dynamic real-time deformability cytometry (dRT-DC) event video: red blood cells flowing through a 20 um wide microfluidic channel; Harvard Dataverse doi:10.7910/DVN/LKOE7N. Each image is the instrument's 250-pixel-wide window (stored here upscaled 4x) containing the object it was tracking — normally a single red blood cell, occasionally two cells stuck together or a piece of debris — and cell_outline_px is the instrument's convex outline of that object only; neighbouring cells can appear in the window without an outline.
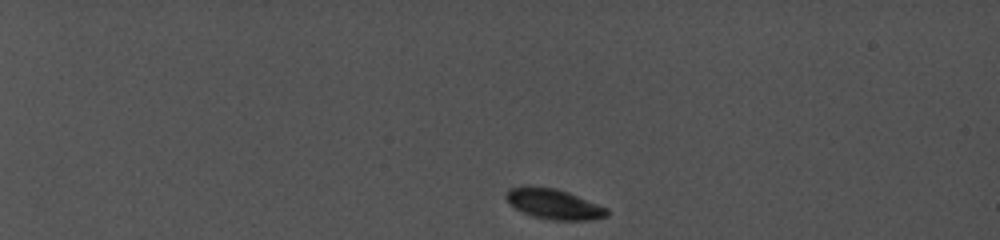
{"species": "common noctule bat (a hibernating species)", "species_latin": "Nyctalus noctula", "temperature_condition": "cold", "stored_images_in_passage": 32, "camera_frame_rate_fps": 5000, "um_per_image_px": 0.085, "animal": {"sex": "female", "body_mass_g": 19.0, "forearm_length_mm": 56.7}, "frame": {"image": 1, "passage_image": 1, "time_ms": 0.0, "image_size_px": [1000, 240], "cell_outline_px": [[608, 216], [592, 220], [552, 220], [532, 216], [508, 204], [504, 196], [508, 188], [520, 184], [528, 184], [556, 188], [568, 192], [608, 208]], "centroid_in_image_um": [47.01, 17.3], "position_along_channel_um": 38.0, "area_um2": 18.26}}
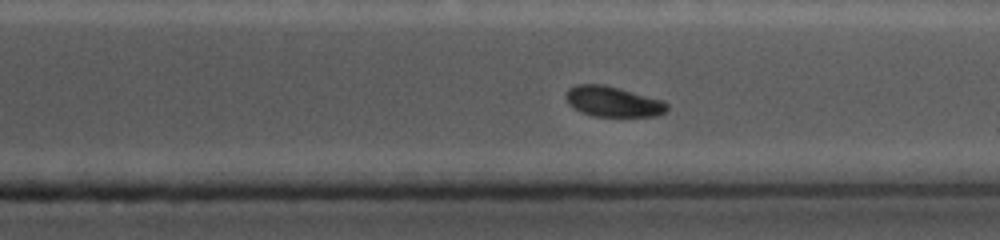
{"frame": {"image": 2, "passage_image": 27, "time_ms": 12.0, "image_size_px": [1000, 240], "cell_outline_px": [[668, 108], [664, 112], [656, 116], [596, 116], [584, 112], [568, 104], [568, 88], [576, 84], [604, 84], [620, 88], [664, 100], [668, 104]], "centroid_in_image_um": [52.16, 8.62], "position_along_channel_um": 359.2, "area_um2": 17.69}}
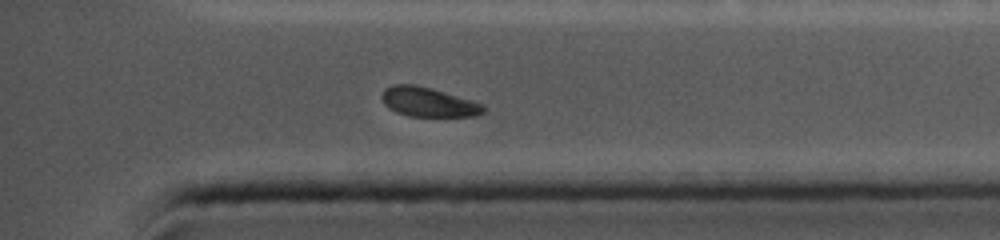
{"frame": {"image": 3, "passage_image": 30, "time_ms": 13.0, "image_size_px": [1000, 240], "cell_outline_px": [[484, 112], [480, 116], [408, 116], [396, 112], [388, 108], [384, 104], [380, 96], [384, 88], [392, 84], [416, 84], [432, 88], [472, 100], [484, 104]], "centroid_in_image_um": [36.38, 8.66], "position_along_channel_um": 398.8, "area_um2": 17.69}, "authors_computed_cell_mechanics": {"area_um2": 18.7272, "velocity_mm_per_s": 3.8667, "shape_relaxation_time_tau1_ms": 5.3224, "shape_relaxation_time_tau2_ms": null, "deformation_change_tau1": 0.1379, "deformation_change_tau2": null}}